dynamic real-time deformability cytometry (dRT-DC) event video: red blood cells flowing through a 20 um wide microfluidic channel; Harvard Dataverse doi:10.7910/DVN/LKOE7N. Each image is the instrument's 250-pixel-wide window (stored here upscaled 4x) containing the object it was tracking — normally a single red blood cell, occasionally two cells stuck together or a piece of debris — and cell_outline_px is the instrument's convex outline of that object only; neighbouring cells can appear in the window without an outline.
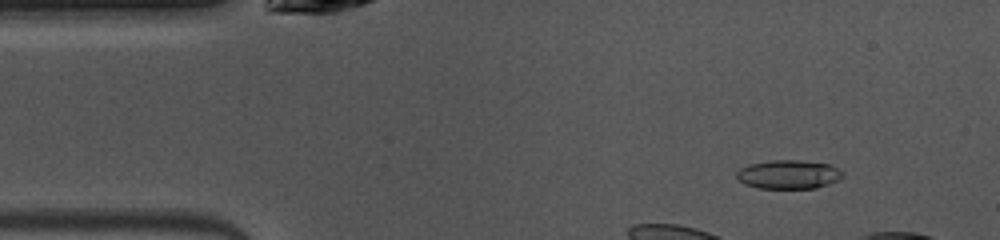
{"species": "common noctule bat (a hibernating species)", "species_latin": "Nyctalus noctula", "temperature_condition": "warm", "stored_images_in_passage": 9, "camera_frame_rate_fps": 3000, "um_per_image_px": 0.085, "animal": {"sex": "female", "body_mass_g": 10.0, "forearm_length_mm": 53.1}, "frame": {"image": 1, "passage_image": 4, "time_ms": 1.0, "image_size_px": [1000, 240], "cell_outline_px": [[844, 176], [840, 180], [816, 188], [756, 188], [744, 184], [736, 176], [736, 172], [740, 168], [748, 164], [772, 160], [800, 160], [828, 164], [844, 172]], "centroid_in_image_um": [67.03, 14.83], "position_along_channel_um": 18.0, "area_um2": 17.92}}